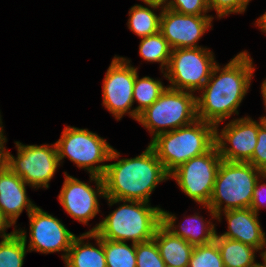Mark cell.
I'll return each instance as SVG.
<instances>
[{"mask_svg":"<svg viewBox=\"0 0 266 267\" xmlns=\"http://www.w3.org/2000/svg\"><path fill=\"white\" fill-rule=\"evenodd\" d=\"M107 267H136V244L103 239Z\"/></svg>","mask_w":266,"mask_h":267,"instance_id":"obj_26","label":"cell"},{"mask_svg":"<svg viewBox=\"0 0 266 267\" xmlns=\"http://www.w3.org/2000/svg\"><path fill=\"white\" fill-rule=\"evenodd\" d=\"M260 256L262 257V260H263V263L260 262L261 266L266 267V249H265V251H262L260 253Z\"/></svg>","mask_w":266,"mask_h":267,"instance_id":"obj_38","label":"cell"},{"mask_svg":"<svg viewBox=\"0 0 266 267\" xmlns=\"http://www.w3.org/2000/svg\"><path fill=\"white\" fill-rule=\"evenodd\" d=\"M30 230L29 250L43 254L64 252L61 258L64 260L76 237L56 217L36 206L28 215Z\"/></svg>","mask_w":266,"mask_h":267,"instance_id":"obj_13","label":"cell"},{"mask_svg":"<svg viewBox=\"0 0 266 267\" xmlns=\"http://www.w3.org/2000/svg\"><path fill=\"white\" fill-rule=\"evenodd\" d=\"M222 158L217 146L193 157L169 174L189 198L201 206L208 205Z\"/></svg>","mask_w":266,"mask_h":267,"instance_id":"obj_10","label":"cell"},{"mask_svg":"<svg viewBox=\"0 0 266 267\" xmlns=\"http://www.w3.org/2000/svg\"><path fill=\"white\" fill-rule=\"evenodd\" d=\"M169 9L181 14L195 16H210L207 0H169Z\"/></svg>","mask_w":266,"mask_h":267,"instance_id":"obj_29","label":"cell"},{"mask_svg":"<svg viewBox=\"0 0 266 267\" xmlns=\"http://www.w3.org/2000/svg\"><path fill=\"white\" fill-rule=\"evenodd\" d=\"M167 87L159 79H153L149 76L139 78L136 74L133 89V102L137 101L138 106L135 112L139 115L147 107L151 106Z\"/></svg>","mask_w":266,"mask_h":267,"instance_id":"obj_25","label":"cell"},{"mask_svg":"<svg viewBox=\"0 0 266 267\" xmlns=\"http://www.w3.org/2000/svg\"><path fill=\"white\" fill-rule=\"evenodd\" d=\"M262 180H266V173L259 178L253 191L250 209H252L256 214L259 213V210L264 207V203L266 202V183L264 182L263 184H260Z\"/></svg>","mask_w":266,"mask_h":267,"instance_id":"obj_32","label":"cell"},{"mask_svg":"<svg viewBox=\"0 0 266 267\" xmlns=\"http://www.w3.org/2000/svg\"><path fill=\"white\" fill-rule=\"evenodd\" d=\"M258 129L259 121L249 116L231 120L221 132L215 128V145L222 160L248 162L257 144Z\"/></svg>","mask_w":266,"mask_h":267,"instance_id":"obj_14","label":"cell"},{"mask_svg":"<svg viewBox=\"0 0 266 267\" xmlns=\"http://www.w3.org/2000/svg\"><path fill=\"white\" fill-rule=\"evenodd\" d=\"M166 266L188 267L194 246L181 237L173 235L162 224L157 228L154 238Z\"/></svg>","mask_w":266,"mask_h":267,"instance_id":"obj_20","label":"cell"},{"mask_svg":"<svg viewBox=\"0 0 266 267\" xmlns=\"http://www.w3.org/2000/svg\"><path fill=\"white\" fill-rule=\"evenodd\" d=\"M2 118L0 114V169L6 167L7 165V149L5 143L7 142V137L4 135V129L2 126Z\"/></svg>","mask_w":266,"mask_h":267,"instance_id":"obj_33","label":"cell"},{"mask_svg":"<svg viewBox=\"0 0 266 267\" xmlns=\"http://www.w3.org/2000/svg\"><path fill=\"white\" fill-rule=\"evenodd\" d=\"M248 51L238 53L224 67L216 63L209 80L196 96L197 119L218 128L233 114L248 93L255 67Z\"/></svg>","mask_w":266,"mask_h":267,"instance_id":"obj_1","label":"cell"},{"mask_svg":"<svg viewBox=\"0 0 266 267\" xmlns=\"http://www.w3.org/2000/svg\"><path fill=\"white\" fill-rule=\"evenodd\" d=\"M149 145L170 174L181 164L208 152L215 145V126L196 119L189 125L157 135Z\"/></svg>","mask_w":266,"mask_h":267,"instance_id":"obj_4","label":"cell"},{"mask_svg":"<svg viewBox=\"0 0 266 267\" xmlns=\"http://www.w3.org/2000/svg\"><path fill=\"white\" fill-rule=\"evenodd\" d=\"M64 175V182L58 195L60 205L73 219L87 225L100 212L98 197L105 198L103 178L90 174V182L94 181L96 184L94 189L65 171Z\"/></svg>","mask_w":266,"mask_h":267,"instance_id":"obj_12","label":"cell"},{"mask_svg":"<svg viewBox=\"0 0 266 267\" xmlns=\"http://www.w3.org/2000/svg\"><path fill=\"white\" fill-rule=\"evenodd\" d=\"M13 226L11 221L0 210V237L1 239L8 238L16 232V226L11 233H6V230Z\"/></svg>","mask_w":266,"mask_h":267,"instance_id":"obj_34","label":"cell"},{"mask_svg":"<svg viewBox=\"0 0 266 267\" xmlns=\"http://www.w3.org/2000/svg\"><path fill=\"white\" fill-rule=\"evenodd\" d=\"M120 152L113 148L104 175L105 197L119 200L150 202V194L161 182L169 180V173L148 145L134 158H119Z\"/></svg>","mask_w":266,"mask_h":267,"instance_id":"obj_2","label":"cell"},{"mask_svg":"<svg viewBox=\"0 0 266 267\" xmlns=\"http://www.w3.org/2000/svg\"><path fill=\"white\" fill-rule=\"evenodd\" d=\"M211 16L181 14L169 8L161 10L159 32L172 49L199 48V39L212 26Z\"/></svg>","mask_w":266,"mask_h":267,"instance_id":"obj_15","label":"cell"},{"mask_svg":"<svg viewBox=\"0 0 266 267\" xmlns=\"http://www.w3.org/2000/svg\"><path fill=\"white\" fill-rule=\"evenodd\" d=\"M26 186L7 166L0 169V210L14 226L25 208L29 215L36 207L27 196Z\"/></svg>","mask_w":266,"mask_h":267,"instance_id":"obj_17","label":"cell"},{"mask_svg":"<svg viewBox=\"0 0 266 267\" xmlns=\"http://www.w3.org/2000/svg\"><path fill=\"white\" fill-rule=\"evenodd\" d=\"M17 157L7 151V167L32 188H49V182L59 167L56 143L48 145H25L14 142Z\"/></svg>","mask_w":266,"mask_h":267,"instance_id":"obj_9","label":"cell"},{"mask_svg":"<svg viewBox=\"0 0 266 267\" xmlns=\"http://www.w3.org/2000/svg\"><path fill=\"white\" fill-rule=\"evenodd\" d=\"M27 245V232L16 229V232L0 241V267H22L24 258L29 250Z\"/></svg>","mask_w":266,"mask_h":267,"instance_id":"obj_23","label":"cell"},{"mask_svg":"<svg viewBox=\"0 0 266 267\" xmlns=\"http://www.w3.org/2000/svg\"><path fill=\"white\" fill-rule=\"evenodd\" d=\"M261 93H262L263 102H264V106H265V110H266V78L262 82V85H261Z\"/></svg>","mask_w":266,"mask_h":267,"instance_id":"obj_37","label":"cell"},{"mask_svg":"<svg viewBox=\"0 0 266 267\" xmlns=\"http://www.w3.org/2000/svg\"><path fill=\"white\" fill-rule=\"evenodd\" d=\"M188 267H224L217 243L194 246Z\"/></svg>","mask_w":266,"mask_h":267,"instance_id":"obj_27","label":"cell"},{"mask_svg":"<svg viewBox=\"0 0 266 267\" xmlns=\"http://www.w3.org/2000/svg\"><path fill=\"white\" fill-rule=\"evenodd\" d=\"M176 220L174 214L162 209V225L173 235L181 237L193 246L208 244L215 240L217 233L215 224L211 223V220L206 222L199 213L185 218V223L180 222L176 225Z\"/></svg>","mask_w":266,"mask_h":267,"instance_id":"obj_18","label":"cell"},{"mask_svg":"<svg viewBox=\"0 0 266 267\" xmlns=\"http://www.w3.org/2000/svg\"><path fill=\"white\" fill-rule=\"evenodd\" d=\"M213 54V51L204 47L172 49L163 74L170 83L167 87L192 93L200 91L217 63Z\"/></svg>","mask_w":266,"mask_h":267,"instance_id":"obj_8","label":"cell"},{"mask_svg":"<svg viewBox=\"0 0 266 267\" xmlns=\"http://www.w3.org/2000/svg\"><path fill=\"white\" fill-rule=\"evenodd\" d=\"M136 267H166L154 239L136 244Z\"/></svg>","mask_w":266,"mask_h":267,"instance_id":"obj_28","label":"cell"},{"mask_svg":"<svg viewBox=\"0 0 266 267\" xmlns=\"http://www.w3.org/2000/svg\"><path fill=\"white\" fill-rule=\"evenodd\" d=\"M219 248L224 267H256L258 250L240 241L221 237L216 233L215 240Z\"/></svg>","mask_w":266,"mask_h":267,"instance_id":"obj_21","label":"cell"},{"mask_svg":"<svg viewBox=\"0 0 266 267\" xmlns=\"http://www.w3.org/2000/svg\"><path fill=\"white\" fill-rule=\"evenodd\" d=\"M251 0H207L208 8L215 10L217 18H223L232 13H244Z\"/></svg>","mask_w":266,"mask_h":267,"instance_id":"obj_30","label":"cell"},{"mask_svg":"<svg viewBox=\"0 0 266 267\" xmlns=\"http://www.w3.org/2000/svg\"><path fill=\"white\" fill-rule=\"evenodd\" d=\"M89 238H94L98 247L89 242L84 243V240ZM64 263L65 267H107L103 239L94 232H85L76 236Z\"/></svg>","mask_w":266,"mask_h":267,"instance_id":"obj_19","label":"cell"},{"mask_svg":"<svg viewBox=\"0 0 266 267\" xmlns=\"http://www.w3.org/2000/svg\"><path fill=\"white\" fill-rule=\"evenodd\" d=\"M145 5L151 4V5H156L161 8H167L169 0H141Z\"/></svg>","mask_w":266,"mask_h":267,"instance_id":"obj_35","label":"cell"},{"mask_svg":"<svg viewBox=\"0 0 266 267\" xmlns=\"http://www.w3.org/2000/svg\"><path fill=\"white\" fill-rule=\"evenodd\" d=\"M108 205L122 203L87 232H94L102 239L111 241L146 242L154 238L162 224V209L150 203L136 200H119L105 197Z\"/></svg>","mask_w":266,"mask_h":267,"instance_id":"obj_3","label":"cell"},{"mask_svg":"<svg viewBox=\"0 0 266 267\" xmlns=\"http://www.w3.org/2000/svg\"><path fill=\"white\" fill-rule=\"evenodd\" d=\"M106 141L88 129L65 126L60 139L55 142L60 164L68 157L77 167L102 177L107 167L104 162L109 161L113 150Z\"/></svg>","mask_w":266,"mask_h":267,"instance_id":"obj_7","label":"cell"},{"mask_svg":"<svg viewBox=\"0 0 266 267\" xmlns=\"http://www.w3.org/2000/svg\"><path fill=\"white\" fill-rule=\"evenodd\" d=\"M223 214L228 223V230L219 236L240 241L256 248L259 252L266 249V233L260 225L259 214L250 208L231 209L216 215L219 222Z\"/></svg>","mask_w":266,"mask_h":267,"instance_id":"obj_16","label":"cell"},{"mask_svg":"<svg viewBox=\"0 0 266 267\" xmlns=\"http://www.w3.org/2000/svg\"><path fill=\"white\" fill-rule=\"evenodd\" d=\"M263 175V171L249 162L222 160L211 200L208 205L202 207L208 210L213 219L226 210L250 208L255 185Z\"/></svg>","mask_w":266,"mask_h":267,"instance_id":"obj_5","label":"cell"},{"mask_svg":"<svg viewBox=\"0 0 266 267\" xmlns=\"http://www.w3.org/2000/svg\"><path fill=\"white\" fill-rule=\"evenodd\" d=\"M130 62L125 57L115 55L103 80L102 105L117 121L121 120L126 113L136 121L139 117L132 108L134 81L138 68L132 66Z\"/></svg>","mask_w":266,"mask_h":267,"instance_id":"obj_11","label":"cell"},{"mask_svg":"<svg viewBox=\"0 0 266 267\" xmlns=\"http://www.w3.org/2000/svg\"><path fill=\"white\" fill-rule=\"evenodd\" d=\"M260 119L262 123L266 126V116H262Z\"/></svg>","mask_w":266,"mask_h":267,"instance_id":"obj_39","label":"cell"},{"mask_svg":"<svg viewBox=\"0 0 266 267\" xmlns=\"http://www.w3.org/2000/svg\"><path fill=\"white\" fill-rule=\"evenodd\" d=\"M196 119L194 93L167 87L151 106L139 114L137 121L155 138L161 133L189 125Z\"/></svg>","mask_w":266,"mask_h":267,"instance_id":"obj_6","label":"cell"},{"mask_svg":"<svg viewBox=\"0 0 266 267\" xmlns=\"http://www.w3.org/2000/svg\"><path fill=\"white\" fill-rule=\"evenodd\" d=\"M248 162L266 173V126L262 123L261 119H259L257 144L252 158Z\"/></svg>","mask_w":266,"mask_h":267,"instance_id":"obj_31","label":"cell"},{"mask_svg":"<svg viewBox=\"0 0 266 267\" xmlns=\"http://www.w3.org/2000/svg\"><path fill=\"white\" fill-rule=\"evenodd\" d=\"M171 53V46L160 32L142 38L139 44V55L144 61L160 63L162 73L166 71Z\"/></svg>","mask_w":266,"mask_h":267,"instance_id":"obj_24","label":"cell"},{"mask_svg":"<svg viewBox=\"0 0 266 267\" xmlns=\"http://www.w3.org/2000/svg\"><path fill=\"white\" fill-rule=\"evenodd\" d=\"M147 6L149 8L136 4L131 7L128 13V29L140 38L151 36L159 32L161 11L159 15H157L154 10L159 8L162 10L163 8L151 4H147Z\"/></svg>","mask_w":266,"mask_h":267,"instance_id":"obj_22","label":"cell"},{"mask_svg":"<svg viewBox=\"0 0 266 267\" xmlns=\"http://www.w3.org/2000/svg\"><path fill=\"white\" fill-rule=\"evenodd\" d=\"M255 25L266 34V12L256 20Z\"/></svg>","mask_w":266,"mask_h":267,"instance_id":"obj_36","label":"cell"}]
</instances>
